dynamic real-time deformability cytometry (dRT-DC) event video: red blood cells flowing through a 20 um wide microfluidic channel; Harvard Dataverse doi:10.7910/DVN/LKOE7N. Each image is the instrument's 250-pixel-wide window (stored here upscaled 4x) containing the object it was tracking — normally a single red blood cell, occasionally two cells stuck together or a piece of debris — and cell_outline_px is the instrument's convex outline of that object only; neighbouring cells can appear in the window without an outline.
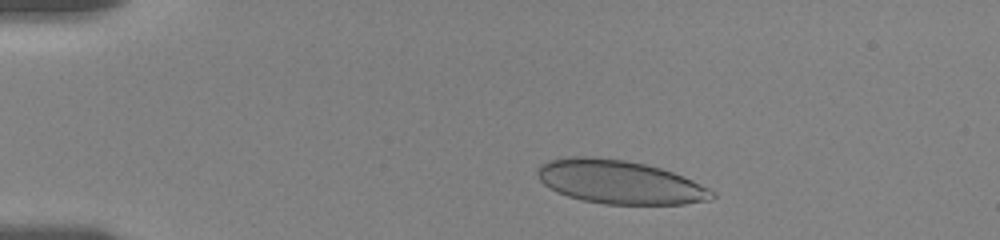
{"species": "human", "species_latin": "Homo sapiens", "temperature_condition": "room temperature", "stored_images_in_passage": 21, "camera_frame_rate_fps": 3000, "um_per_image_px": 0.085, "donor": {"sex": "female"}, "frame": {"image": 1, "passage_image": 4, "time_ms": 1.333, "image_size_px": [1000, 240], "cell_outline_px": [[716, 196], [712, 200], [684, 204], [604, 204], [580, 200], [556, 192], [544, 184], [540, 180], [536, 172], [536, 168], [540, 164], [548, 160], [564, 156], [588, 156], [624, 160], [644, 164], [660, 168], [684, 176], [716, 192]], "centroid_in_image_um": [52.64, 15.47], "position_along_channel_um": 32.4, "area_um2": 44.62}}
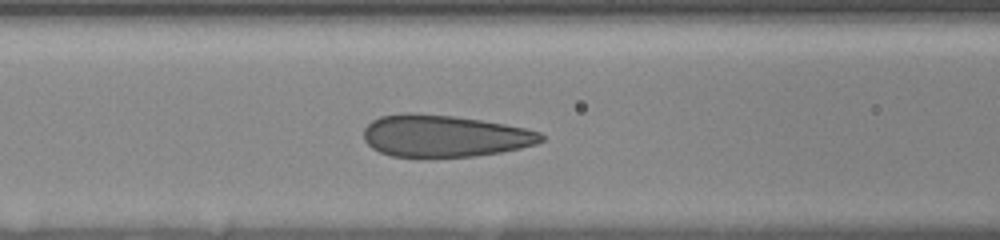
{"frame": {"image": 2, "passage_image": 14, "time_ms": 5.667, "image_size_px": [1000, 240], "cell_outline_px": [[544, 140], [536, 144], [520, 148], [500, 152], [476, 156], [392, 156], [380, 152], [372, 148], [364, 140], [364, 128], [372, 120], [380, 116], [404, 112], [412, 112], [452, 116], [480, 120], [504, 124], [524, 128], [540, 132], [544, 136]], "centroid_in_image_um": [37.75, 11.54], "position_along_channel_um": 128.8, "area_um2": 43.18}}
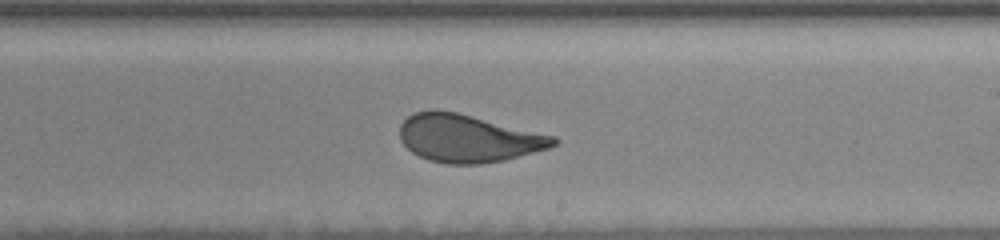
{"frame": {"image": 3, "passage_image": 21, "time_ms": 9.0, "image_size_px": [1000, 240], "cell_outline_px": [[560, 140], [556, 144], [548, 148], [504, 160], [480, 164], [448, 164], [428, 160], [412, 152], [400, 140], [400, 124], [408, 116], [416, 112], [436, 108], [456, 112], [556, 136]], "centroid_in_image_um": [39.78, 11.75], "position_along_channel_um": 249.2, "area_um2": 42.71}}